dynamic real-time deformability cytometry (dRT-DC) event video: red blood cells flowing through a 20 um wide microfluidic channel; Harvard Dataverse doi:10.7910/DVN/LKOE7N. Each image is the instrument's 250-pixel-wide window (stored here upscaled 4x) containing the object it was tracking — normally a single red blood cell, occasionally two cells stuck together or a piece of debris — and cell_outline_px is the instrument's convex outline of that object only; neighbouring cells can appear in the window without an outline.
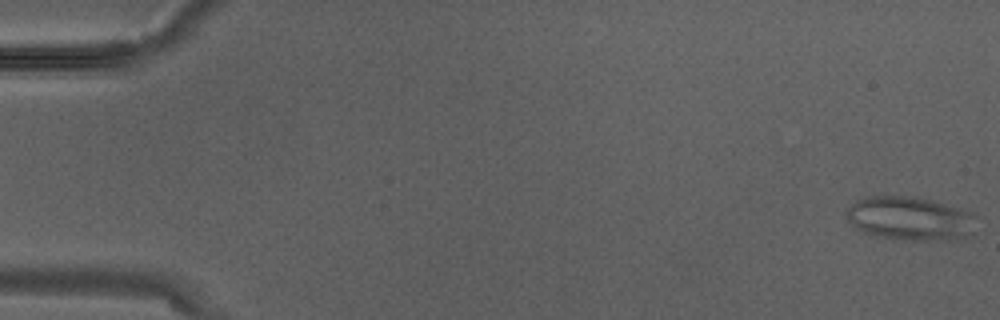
{"species": "Egyptian fruit bat (a non-hibernating species)", "species_latin": "Rousettus aegyptiacus", "temperature_condition": "warm", "stored_images_in_passage": 3, "camera_frame_rate_fps": 3000, "um_per_image_px": 0.085, "animal": {"sex": "male"}, "frame": {"image": 1, "passage_image": 1, "time_ms": 0.0, "image_size_px": [1000, 320], "cell_outline_px": [[976, 216], [964, 236], [956, 240], [908, 240], [876, 236], [864, 232], [856, 228], [848, 220], [844, 212], [856, 200], [864, 196], [916, 196], [932, 200], [972, 212]], "centroid_in_image_um": [77.27, 18.55], "position_along_channel_um": 7.7, "area_um2": 32.83}}